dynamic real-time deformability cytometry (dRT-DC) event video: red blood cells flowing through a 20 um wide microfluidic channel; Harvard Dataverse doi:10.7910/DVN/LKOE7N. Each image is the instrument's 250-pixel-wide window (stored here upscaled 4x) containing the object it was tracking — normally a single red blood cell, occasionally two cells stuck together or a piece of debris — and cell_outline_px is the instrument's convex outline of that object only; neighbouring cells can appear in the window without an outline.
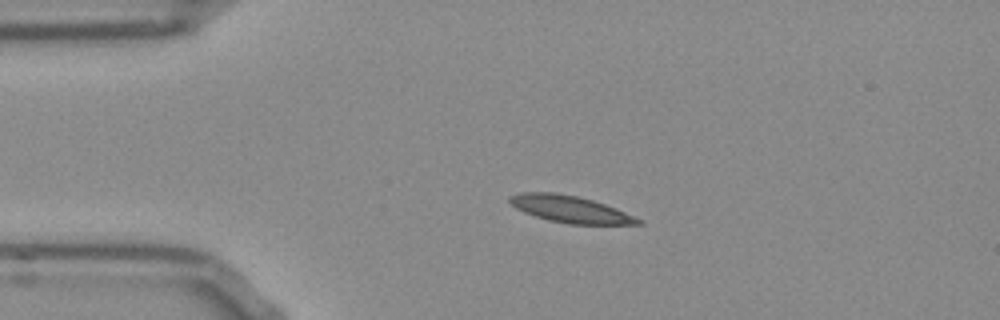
{"species": "Egyptian fruit bat (a non-hibernating species)", "species_latin": "Rousettus aegyptiacus", "temperature_condition": "room temperature", "stored_images_in_passage": 43, "camera_frame_rate_fps": 3000, "um_per_image_px": 0.085, "frame": {"image": 1, "passage_image": 1, "time_ms": 0.0, "image_size_px": [1000, 320], "cell_outline_px": [[644, 224], [568, 224], [548, 220], [524, 212], [516, 208], [508, 200], [508, 196], [520, 192], [556, 192], [576, 196], [592, 200], [616, 208], [644, 220]], "centroid_in_image_um": [48.47, 17.78], "position_along_channel_um": 36.5, "area_um2": 20.11}}
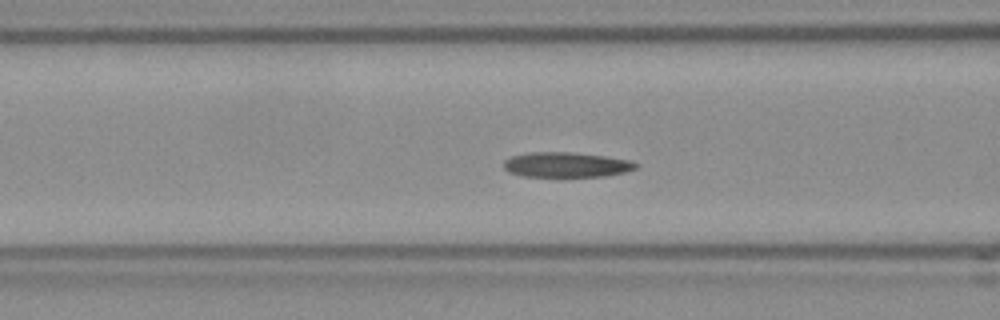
{"frame": {"image": 2, "passage_image": 10, "time_ms": 3.0, "image_size_px": [1000, 320], "cell_outline_px": [[640, 164], [636, 168], [624, 172], [604, 176], [524, 176], [508, 172], [504, 168], [504, 160], [512, 156], [532, 152], [572, 152], [604, 156], [628, 160]], "centroid_in_image_um": [48.13, 14.0], "position_along_channel_um": 118.5, "area_um2": 19.07}}
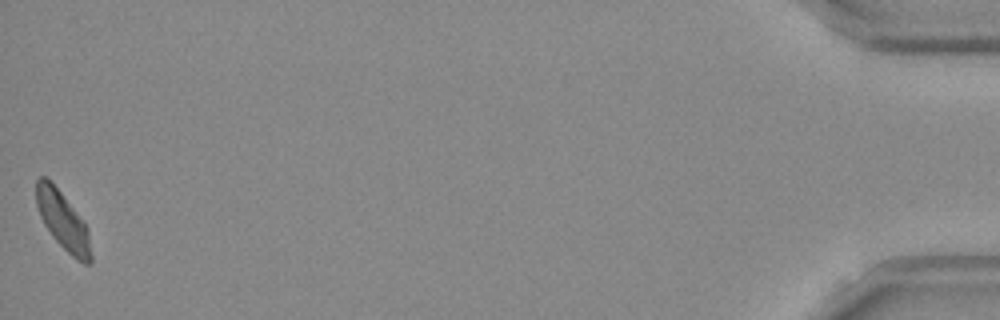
{"frame": {"image": 3, "passage_image": 43, "time_ms": 14.0, "image_size_px": [1000, 320], "cell_outline_px": [[92, 264], [84, 264], [76, 260], [52, 236], [44, 224], [40, 216], [36, 204], [36, 180], [40, 176], [44, 176], [60, 192], [84, 224], [88, 232], [92, 256]], "centroid_in_image_um": [5.33, 18.82], "position_along_channel_um": 429.9, "area_um2": 17.92}}